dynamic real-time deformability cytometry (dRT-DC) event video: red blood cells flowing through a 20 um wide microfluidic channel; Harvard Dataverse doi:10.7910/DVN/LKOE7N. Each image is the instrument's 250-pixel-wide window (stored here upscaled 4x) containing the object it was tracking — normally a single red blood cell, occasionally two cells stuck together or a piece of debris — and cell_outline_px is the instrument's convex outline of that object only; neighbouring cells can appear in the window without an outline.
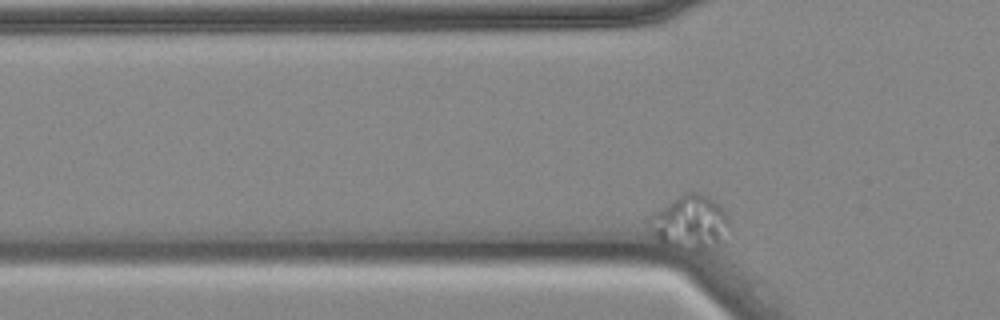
{"species": "common noctule bat (a hibernating species)", "species_latin": "Nyctalus noctula", "temperature_condition": "cold", "stored_images_in_passage": 53, "camera_frame_rate_fps": 3000, "um_per_image_px": 0.085, "animal": {"sex": "female", "body_mass_g": 18.4}, "frame": {"image": 1, "passage_image": 8, "time_ms": 2.333, "image_size_px": [1000, 320], "cell_outline_px": [[728, 224], [720, 240], [716, 244], [700, 252], [676, 252], [660, 244], [656, 236], [656, 212], [684, 192], [700, 192], [708, 196], [720, 204], [728, 216]], "centroid_in_image_um": [58.73, 18.96], "position_along_channel_um": 67.1, "area_um2": 24.62}}
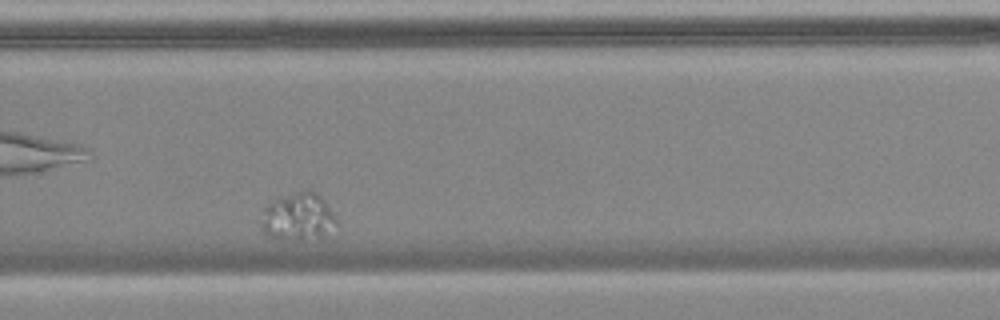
{"frame": {"image": 2, "passage_image": 36, "time_ms": 11.667, "image_size_px": [1000, 320], "cell_outline_px": [[336, 224], [320, 236], [304, 240], [280, 240], [264, 232], [260, 228], [260, 224], [264, 208], [268, 204], [280, 196], [312, 188], [324, 200], [336, 220]], "centroid_in_image_um": [25.28, 18.41], "position_along_channel_um": 304.5, "area_um2": 20.69}}
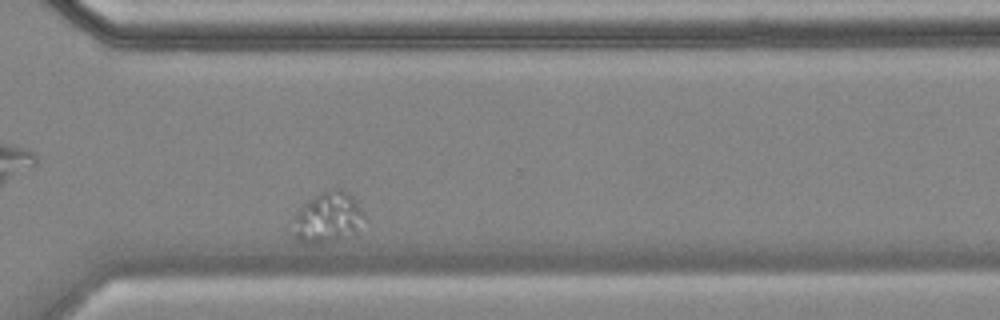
{"frame": {"image": 3, "passage_image": 40, "time_ms": 13.0, "image_size_px": [1000, 320], "cell_outline_px": [[368, 220], [356, 232], [336, 240], [324, 244], [308, 244], [296, 240], [292, 232], [292, 216], [312, 196], [336, 184], [344, 188], [352, 196], [364, 212]], "centroid_in_image_um": [27.87, 18.45], "position_along_channel_um": 342.7, "area_um2": 22.2}}